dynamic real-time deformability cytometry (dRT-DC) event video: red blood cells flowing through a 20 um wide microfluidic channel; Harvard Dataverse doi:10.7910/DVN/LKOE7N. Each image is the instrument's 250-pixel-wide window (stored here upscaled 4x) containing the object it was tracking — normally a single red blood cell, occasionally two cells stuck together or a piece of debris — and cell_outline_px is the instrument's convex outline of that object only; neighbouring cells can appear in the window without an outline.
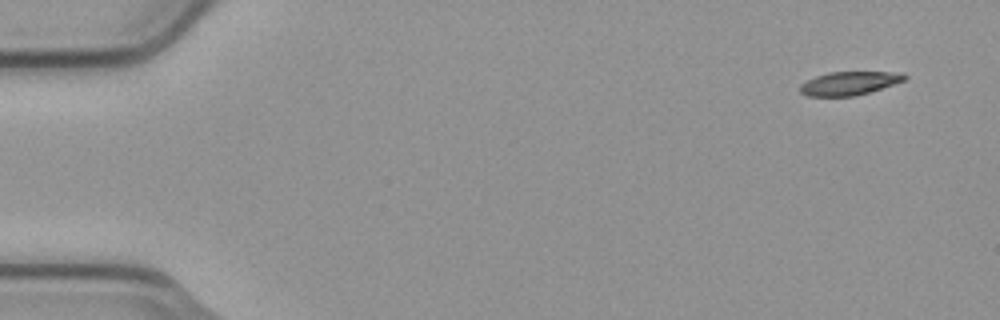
{"species": "common noctule bat (a hibernating species)", "species_latin": "Nyctalus noctula", "temperature_condition": "cold", "stored_images_in_passage": 5, "camera_frame_rate_fps": 3000, "um_per_image_px": 0.085, "animal": {"sex": "male", "body_mass_g": 23.1, "forearm_length_mm": 52.7}, "frame": {"image": 1, "passage_image": 1, "time_ms": 0.0, "image_size_px": [1000, 320], "cell_outline_px": [[908, 76], [904, 80], [856, 96], [808, 96], [800, 92], [800, 84], [816, 76], [828, 72], [904, 72]], "centroid_in_image_um": [72.18, 7.07], "position_along_channel_um": 12.8, "area_um2": 14.16}}